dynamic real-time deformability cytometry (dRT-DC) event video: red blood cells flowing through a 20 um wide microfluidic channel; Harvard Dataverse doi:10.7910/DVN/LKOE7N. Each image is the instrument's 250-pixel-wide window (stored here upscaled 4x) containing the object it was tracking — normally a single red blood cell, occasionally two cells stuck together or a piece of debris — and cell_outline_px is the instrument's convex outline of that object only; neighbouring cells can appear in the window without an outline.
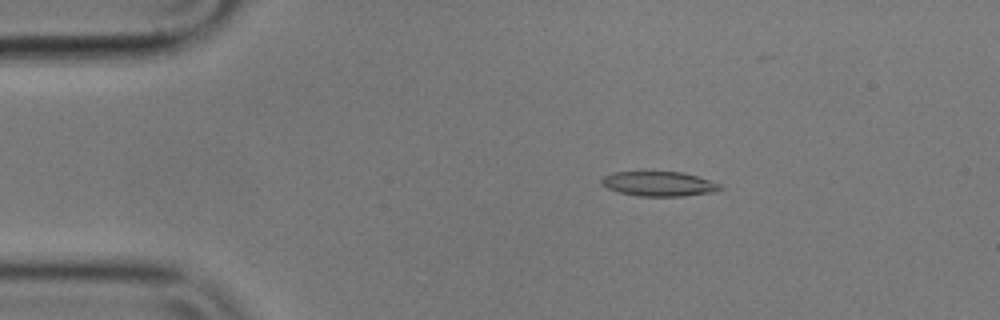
{"species": "common noctule bat (a hibernating species)", "species_latin": "Nyctalus noctula", "temperature_condition": "cold", "stored_images_in_passage": 49, "camera_frame_rate_fps": 3000, "um_per_image_px": 0.085, "animal": {"sex": "male", "body_mass_g": 17.9}, "frame": {"image": 1, "passage_image": 3, "time_ms": 0.667, "image_size_px": [1000, 320], "cell_outline_px": [[724, 188], [716, 192], [684, 196], [640, 196], [620, 192], [608, 188], [600, 184], [600, 180], [604, 176], [612, 172], [684, 172], [724, 184]], "centroid_in_image_um": [56.08, 15.62], "position_along_channel_um": 28.9, "area_um2": 17.28}}
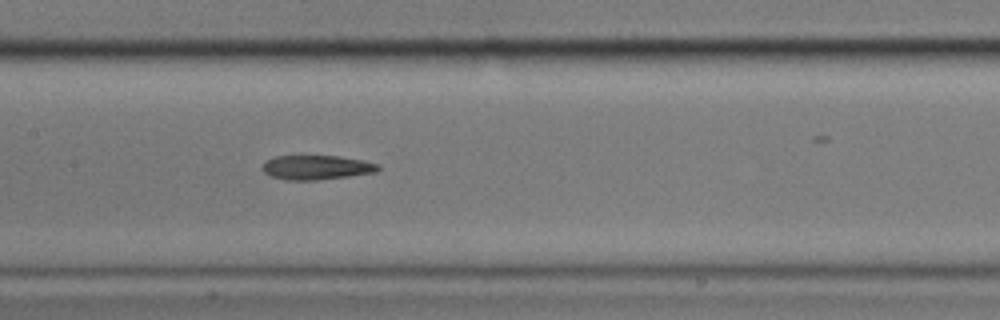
{"frame": {"image": 2, "passage_image": 20, "time_ms": 6.333, "image_size_px": [1000, 320], "cell_outline_px": [[380, 168], [376, 172], [348, 176], [316, 180], [288, 180], [272, 176], [264, 172], [264, 160], [276, 156], [336, 156], [364, 160], [380, 164]], "centroid_in_image_um": [26.93, 14.22], "position_along_channel_um": 180.5, "area_um2": 16.3}}
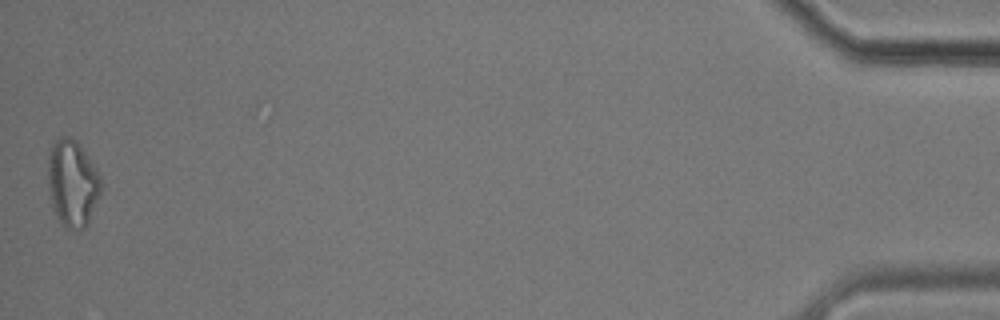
{"frame": {"image": 3, "passage_image": 49, "time_ms": 16.0, "image_size_px": [1000, 320], "cell_outline_px": [[100, 192], [88, 224], [80, 232], [64, 228], [52, 208], [48, 180], [48, 156], [52, 144], [60, 136], [72, 136], [96, 168], [100, 176]], "centroid_in_image_um": [6.14, 15.61], "position_along_channel_um": 429.1, "area_um2": 26.76}}